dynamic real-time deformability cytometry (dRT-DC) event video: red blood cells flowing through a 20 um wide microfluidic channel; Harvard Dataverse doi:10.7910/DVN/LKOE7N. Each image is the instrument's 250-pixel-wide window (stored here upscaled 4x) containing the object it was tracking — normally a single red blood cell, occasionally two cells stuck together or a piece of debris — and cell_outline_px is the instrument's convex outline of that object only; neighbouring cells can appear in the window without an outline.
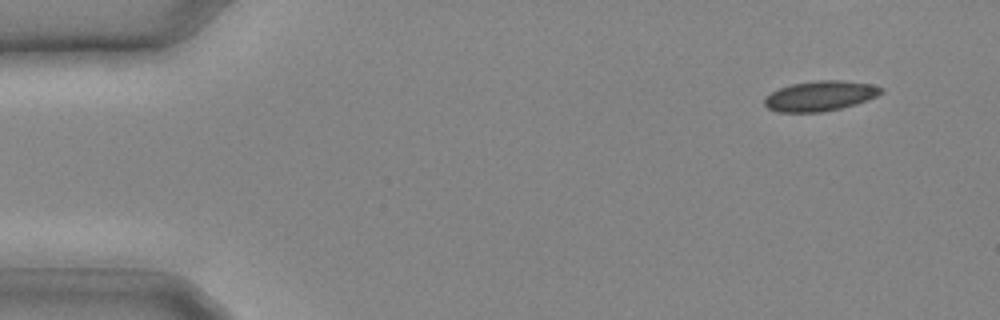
{"species": "common noctule bat (a hibernating species)", "species_latin": "Nyctalus noctula", "temperature_condition": "cold", "stored_images_in_passage": 20, "camera_frame_rate_fps": 3000, "um_per_image_px": 0.085, "animal": {"sex": "male", "body_mass_g": 20.4}, "frame": {"image": 1, "passage_image": 1, "time_ms": 0.0, "image_size_px": [1000, 320], "cell_outline_px": [[884, 92], [868, 100], [856, 104], [840, 108], [820, 112], [776, 112], [768, 108], [764, 104], [764, 96], [780, 88], [792, 84], [816, 80], [840, 80], [872, 84], [884, 88]], "centroid_in_image_um": [69.72, 8.15], "position_along_channel_um": 15.3, "area_um2": 20.52}}
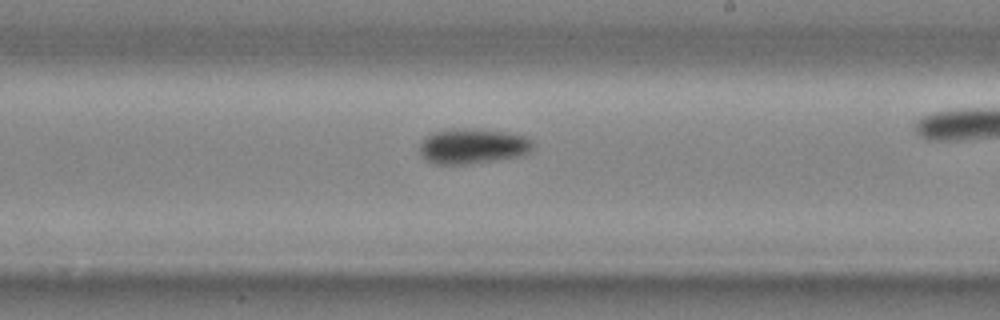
{"frame": {"image": 2, "passage_image": 15, "time_ms": 4.667, "image_size_px": [1000, 320], "cell_outline_px": [[532, 148], [528, 152], [520, 156], [500, 160], [472, 164], [432, 164], [424, 160], [420, 156], [420, 144], [432, 132], [456, 128], [476, 128], [504, 132], [524, 136], [532, 140]], "centroid_in_image_um": [40.15, 12.44], "position_along_channel_um": 248.9, "area_um2": 23.52}}
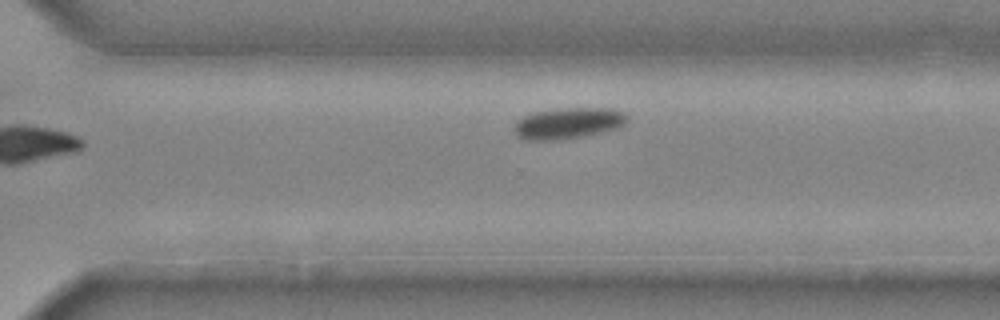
{"frame": {"image": 3, "passage_image": 20, "time_ms": 6.333, "image_size_px": [1000, 320], "cell_outline_px": [[628, 120], [624, 124], [616, 128], [584, 136], [556, 140], [524, 140], [516, 136], [512, 132], [512, 128], [516, 120], [532, 112], [556, 108], [616, 108], [624, 112], [628, 116]], "centroid_in_image_um": [48.24, 10.46], "position_along_channel_um": 322.4, "area_um2": 20.92}}